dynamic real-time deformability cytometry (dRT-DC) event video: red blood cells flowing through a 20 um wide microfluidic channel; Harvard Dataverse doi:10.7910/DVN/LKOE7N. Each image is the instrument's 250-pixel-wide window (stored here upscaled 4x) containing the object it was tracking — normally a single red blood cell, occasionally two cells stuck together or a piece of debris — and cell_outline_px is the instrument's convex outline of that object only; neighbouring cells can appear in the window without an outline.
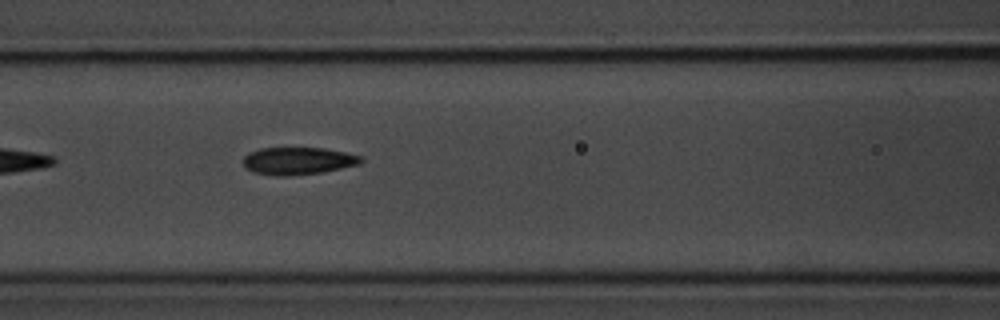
{"species": "common noctule bat (a hibernating species)", "species_latin": "Nyctalus noctula", "temperature_condition": "room temperature", "stored_images_in_passage": 7, "camera_frame_rate_fps": 3000, "um_per_image_px": 0.085, "animal": {"sex": "male", "body_mass_g": 20.1, "forearm_length_mm": 53.5}, "frame": {"image": 1, "passage_image": 7, "time_ms": 7.0, "image_size_px": [1000, 320], "cell_outline_px": [[364, 160], [360, 164], [324, 172], [284, 176], [276, 176], [252, 172], [244, 168], [244, 156], [248, 152], [260, 148], [324, 148], [344, 152], [360, 156]], "centroid_in_image_um": [25.3, 13.68], "position_along_channel_um": 141.3, "area_um2": 18.9}}